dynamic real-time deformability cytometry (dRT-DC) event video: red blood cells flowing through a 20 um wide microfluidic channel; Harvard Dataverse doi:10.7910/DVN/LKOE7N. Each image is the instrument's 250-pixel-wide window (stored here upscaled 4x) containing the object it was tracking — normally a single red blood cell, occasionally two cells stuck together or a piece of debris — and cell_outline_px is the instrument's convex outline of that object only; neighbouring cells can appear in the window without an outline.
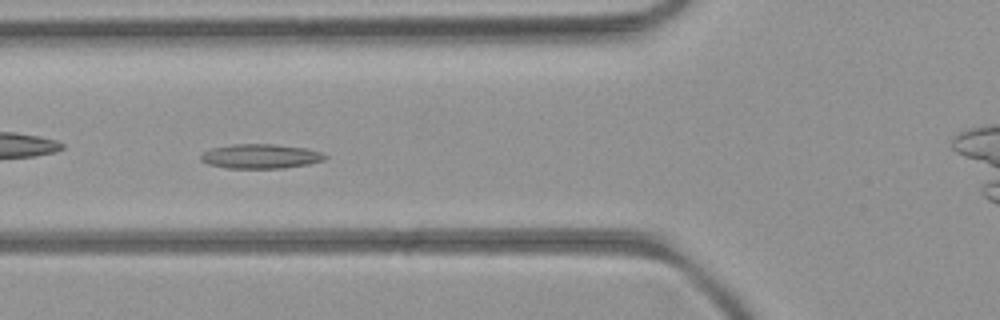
{"species": "common noctule bat (a hibernating species)", "species_latin": "Nyctalus noctula", "temperature_condition": "room temperature", "stored_images_in_passage": 45, "camera_frame_rate_fps": 3000, "um_per_image_px": 0.085, "animal": {"sex": "female", "body_mass_g": 21.9}, "frame": {"image": 1, "passage_image": 11, "time_ms": 3.333, "image_size_px": [1000, 320], "cell_outline_px": [[328, 156], [324, 160], [308, 164], [284, 168], [224, 168], [208, 164], [200, 160], [200, 156], [204, 152], [212, 148], [232, 144], [276, 144], [308, 148], [320, 152]], "centroid_in_image_um": [22.15, 13.28], "position_along_channel_um": 103.6, "area_um2": 17.8}}
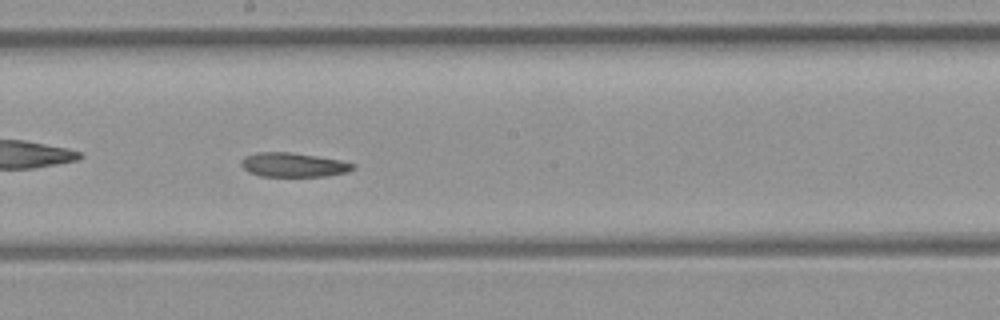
{"frame": {"image": 2, "passage_image": 20, "time_ms": 6.333, "image_size_px": [1000, 320], "cell_outline_px": [[356, 168], [348, 172], [328, 176], [260, 176], [248, 172], [240, 164], [240, 160], [244, 156], [256, 152], [292, 152], [340, 160], [356, 164]], "centroid_in_image_um": [24.93, 14.01], "position_along_channel_um": 223.3, "area_um2": 15.95}}
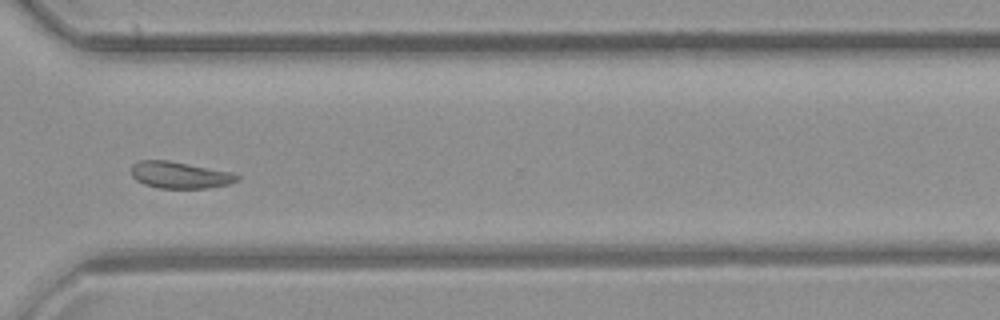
{"frame": {"image": 3, "passage_image": 30, "time_ms": 9.667, "image_size_px": [1000, 320], "cell_outline_px": [[240, 180], [228, 184], [208, 188], [156, 188], [144, 184], [136, 180], [132, 176], [132, 164], [140, 160], [168, 160], [232, 172], [240, 176]], "centroid_in_image_um": [15.29, 14.88], "position_along_channel_um": 355.3, "area_um2": 16.53}, "authors_computed_cell_mechanics": {"area_um2": 17.2244, "velocity_mm_per_s": 3.9684, "shape_relaxation_time_tau1_ms": null, "shape_relaxation_time_tau2_ms": 6.1279, "deformation_change_tau1": null, "deformation_change_tau2": 0.112}}